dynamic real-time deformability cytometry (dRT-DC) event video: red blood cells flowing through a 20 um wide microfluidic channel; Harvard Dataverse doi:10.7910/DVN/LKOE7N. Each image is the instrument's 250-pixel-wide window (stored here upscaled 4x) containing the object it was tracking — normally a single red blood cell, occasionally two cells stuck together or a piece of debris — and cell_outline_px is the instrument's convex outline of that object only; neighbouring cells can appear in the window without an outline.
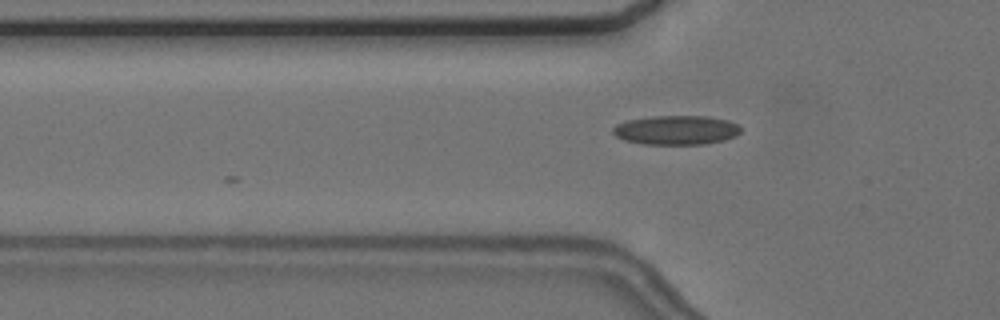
{"species": "common noctule bat (a hibernating species)", "species_latin": "Nyctalus noctula", "temperature_condition": "cold", "stored_images_in_passage": 40, "camera_frame_rate_fps": 3000, "um_per_image_px": 0.085, "animal": {"sex": "female", "body_mass_g": 24.6, "forearm_length_mm": 56.2}, "frame": {"image": 1, "passage_image": 2, "time_ms": 0.333, "image_size_px": [1000, 320], "cell_outline_px": [[740, 132], [736, 136], [724, 140], [704, 144], [644, 144], [624, 140], [616, 136], [612, 132], [612, 128], [616, 124], [628, 120], [652, 116], [708, 116], [728, 120], [736, 124], [740, 128]], "centroid_in_image_um": [57.47, 11.05], "position_along_channel_um": 68.3, "area_um2": 21.79}}